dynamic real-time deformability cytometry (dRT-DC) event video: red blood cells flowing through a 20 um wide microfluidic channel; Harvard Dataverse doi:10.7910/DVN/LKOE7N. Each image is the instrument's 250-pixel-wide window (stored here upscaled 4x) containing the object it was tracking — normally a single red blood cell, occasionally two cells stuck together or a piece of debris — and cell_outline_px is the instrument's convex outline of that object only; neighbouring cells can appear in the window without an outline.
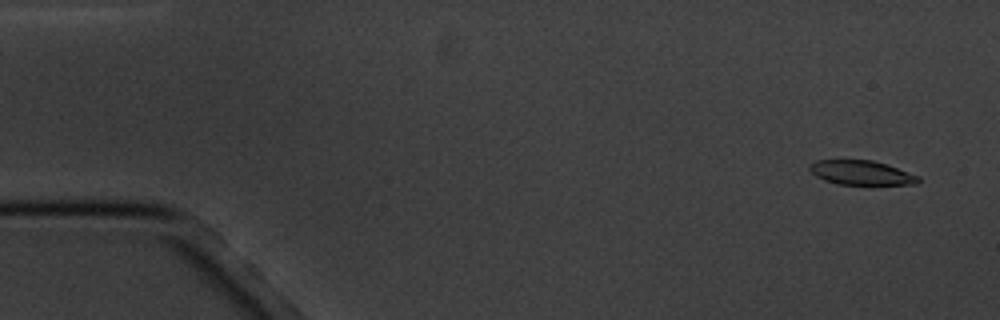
{"species": "common noctule bat (a hibernating species)", "species_latin": "Nyctalus noctula", "temperature_condition": "cold", "stored_images_in_passage": 7, "camera_frame_rate_fps": 3000, "um_per_image_px": 0.085, "animal": {"sex": "male", "body_mass_g": 20.1, "forearm_length_mm": 53.5}, "frame": {"image": 1, "passage_image": 1, "time_ms": 0.0, "image_size_px": [1000, 320], "cell_outline_px": [[920, 180], [916, 184], [836, 184], [824, 180], [816, 176], [808, 168], [808, 164], [816, 160], [872, 160], [920, 176]], "centroid_in_image_um": [73.16, 14.68], "position_along_channel_um": 11.8, "area_um2": 15.26}}
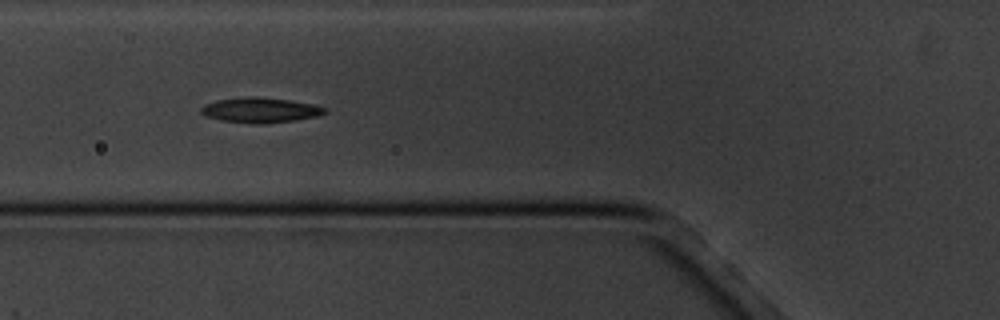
{"frame": {"image": 2, "passage_image": 6, "time_ms": 6.0, "image_size_px": [1000, 320], "cell_outline_px": [[328, 108], [324, 112], [316, 116], [296, 120], [264, 124], [256, 124], [220, 120], [208, 116], [200, 112], [200, 108], [204, 104], [216, 100], [252, 96], [256, 96], [288, 100], [312, 104]], "centroid_in_image_um": [22.1, 9.36], "position_along_channel_um": 103.7, "area_um2": 17.98}}
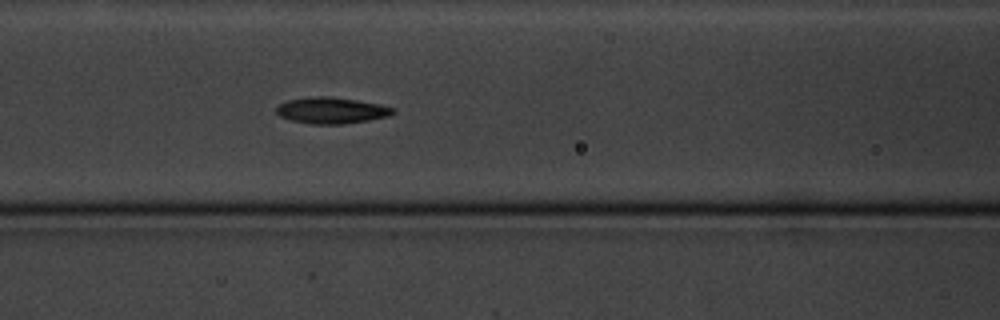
{"frame": {"image": 3, "passage_image": 7, "time_ms": 7.0, "image_size_px": [1000, 320], "cell_outline_px": [[396, 112], [388, 116], [368, 120], [344, 124], [312, 124], [292, 120], [280, 116], [276, 112], [276, 108], [280, 104], [288, 100], [316, 96], [328, 96], [356, 100], [380, 104], [396, 108]], "centroid_in_image_um": [28.21, 9.39], "position_along_channel_um": 138.4, "area_um2": 17.74}}